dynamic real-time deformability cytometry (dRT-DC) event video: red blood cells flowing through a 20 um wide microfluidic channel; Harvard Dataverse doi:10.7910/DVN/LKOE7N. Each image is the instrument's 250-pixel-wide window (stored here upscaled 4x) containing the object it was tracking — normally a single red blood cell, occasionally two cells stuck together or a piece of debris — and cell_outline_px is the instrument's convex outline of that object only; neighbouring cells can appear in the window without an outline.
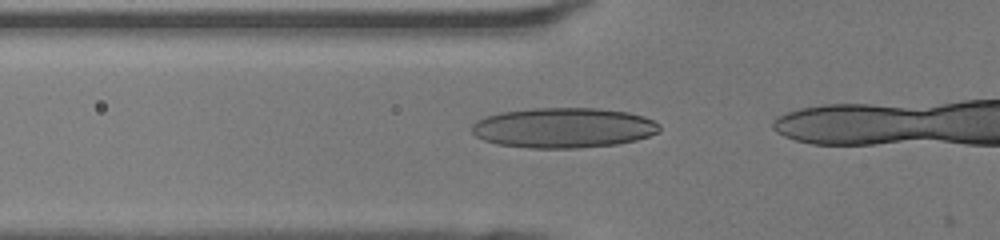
{"species": "human", "species_latin": "Homo sapiens", "temperature_condition": "room temperature", "stored_images_in_passage": 18, "camera_frame_rate_fps": 3000, "um_per_image_px": 0.085, "donor": {"sex": "female"}, "frame": {"image": 1, "passage_image": 13, "time_ms": 4.0, "image_size_px": [1000, 240], "cell_outline_px": [[660, 132], [636, 140], [616, 144], [576, 148], [528, 148], [496, 144], [484, 140], [476, 136], [472, 132], [472, 124], [476, 120], [484, 116], [500, 112], [532, 108], [596, 108], [628, 112], [644, 116], [660, 124]], "centroid_in_image_um": [47.88, 10.86], "position_along_channel_um": 77.9, "area_um2": 44.16}}
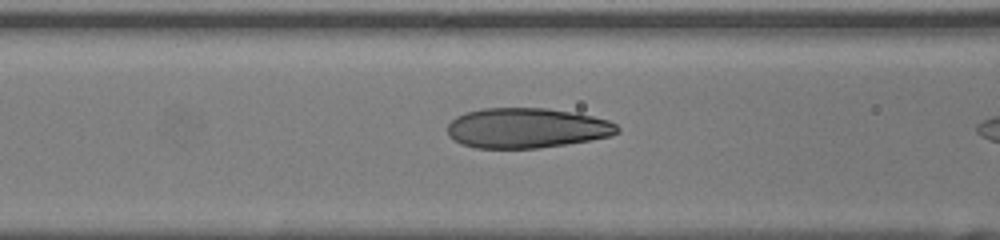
{"frame": {"image": 2, "passage_image": 16, "time_ms": 5.0, "image_size_px": [1000, 240], "cell_outline_px": [[620, 132], [612, 136], [540, 148], [476, 148], [460, 144], [448, 136], [448, 124], [456, 116], [464, 112], [484, 108], [548, 108], [572, 112], [592, 116], [608, 120], [616, 124], [620, 128]], "centroid_in_image_um": [44.75, 10.88], "position_along_channel_um": 121.8, "area_um2": 39.82}}